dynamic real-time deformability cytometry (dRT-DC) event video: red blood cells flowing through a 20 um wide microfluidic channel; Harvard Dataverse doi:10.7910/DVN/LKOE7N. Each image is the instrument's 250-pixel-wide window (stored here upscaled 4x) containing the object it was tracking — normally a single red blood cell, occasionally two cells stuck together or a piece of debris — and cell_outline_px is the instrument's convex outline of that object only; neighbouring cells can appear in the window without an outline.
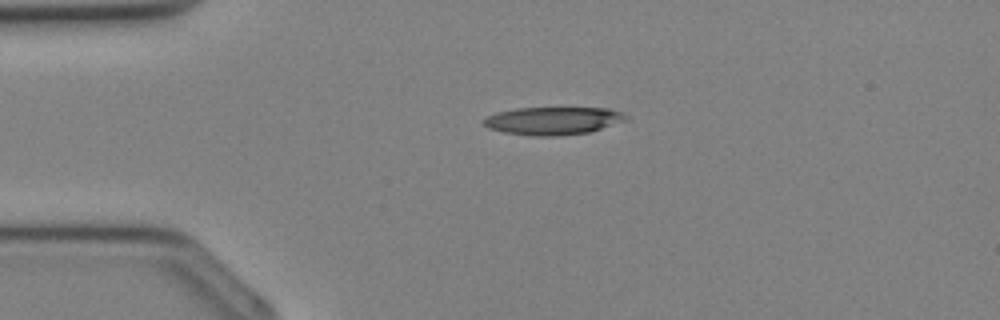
{"species": "Egyptian fruit bat (a non-hibernating species)", "species_latin": "Rousettus aegyptiacus", "temperature_condition": "cold", "stored_images_in_passage": 10, "camera_frame_rate_fps": 3000, "um_per_image_px": 0.085, "animal": {"sex": "female"}, "frame": {"image": 1, "passage_image": 1, "time_ms": 0.0, "image_size_px": [1000, 320], "cell_outline_px": [[628, 120], [588, 132], [556, 136], [532, 136], [504, 132], [488, 128], [480, 120], [496, 112], [516, 108], [608, 108], [624, 112], [628, 116]], "centroid_in_image_um": [47.01, 10.26], "position_along_channel_um": 38.0, "area_um2": 23.18}}
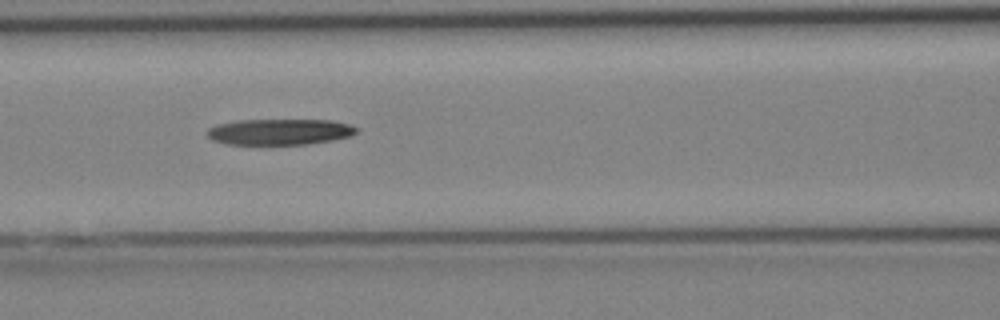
{"frame": {"image": 2, "passage_image": 8, "time_ms": 2.333, "image_size_px": [1000, 320], "cell_outline_px": [[360, 132], [352, 136], [332, 140], [308, 144], [228, 144], [212, 140], [208, 136], [208, 128], [216, 124], [236, 120], [332, 120], [352, 124], [360, 128]], "centroid_in_image_um": [23.85, 11.19], "position_along_channel_um": 142.8, "area_um2": 22.89}}
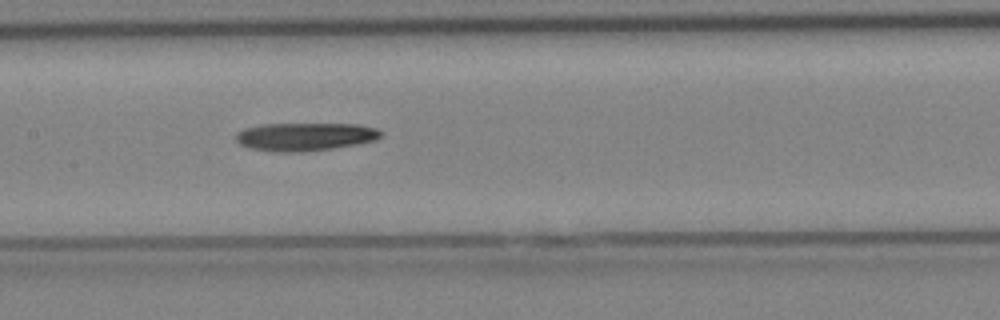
{"frame": {"image": 3, "passage_image": 10, "time_ms": 3.0, "image_size_px": [1000, 320], "cell_outline_px": [[384, 132], [376, 140], [356, 144], [332, 148], [300, 152], [276, 152], [252, 148], [240, 144], [236, 140], [236, 132], [244, 128], [264, 124], [356, 124], [376, 128]], "centroid_in_image_um": [25.93, 11.61], "position_along_channel_um": 181.5, "area_um2": 23.64}}